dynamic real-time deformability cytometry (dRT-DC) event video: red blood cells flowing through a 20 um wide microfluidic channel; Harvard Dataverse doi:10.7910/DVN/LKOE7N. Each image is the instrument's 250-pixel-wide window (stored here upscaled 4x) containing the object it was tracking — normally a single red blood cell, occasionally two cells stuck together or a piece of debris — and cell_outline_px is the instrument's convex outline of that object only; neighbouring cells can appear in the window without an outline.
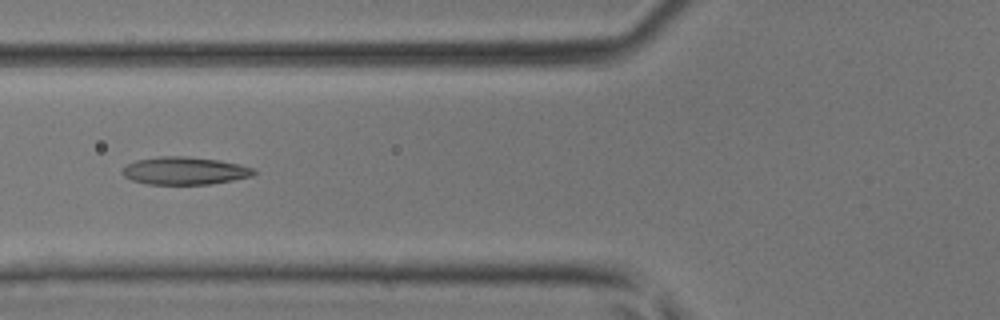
{"species": "common noctule bat (a hibernating species)", "species_latin": "Nyctalus noctula", "temperature_condition": "room temperature", "stored_images_in_passage": 41, "camera_frame_rate_fps": 3000, "um_per_image_px": 0.085, "animal": {"sex": "male", "body_mass_g": 17.9, "forearm_length_mm": 54.2}, "frame": {"image": 1, "passage_image": 13, "time_ms": 4.0, "image_size_px": [1000, 320], "cell_outline_px": [[256, 172], [252, 176], [232, 180], [208, 184], [148, 184], [132, 180], [124, 176], [120, 172], [128, 164], [136, 160], [160, 156], [184, 156], [220, 160], [240, 164], [252, 168]], "centroid_in_image_um": [15.69, 14.51], "position_along_channel_um": 110.1, "area_um2": 21.1}}
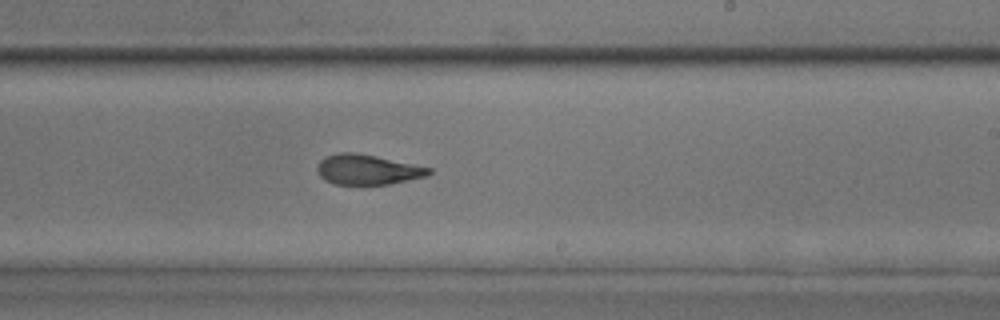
{"frame": {"image": 2, "passage_image": 23, "time_ms": 7.333, "image_size_px": [1000, 320], "cell_outline_px": [[432, 172], [428, 176], [388, 184], [336, 184], [324, 180], [320, 176], [316, 168], [320, 160], [336, 152], [356, 152], [376, 156], [432, 168]], "centroid_in_image_um": [31.24, 14.41], "position_along_channel_um": 257.8, "area_um2": 19.54}}
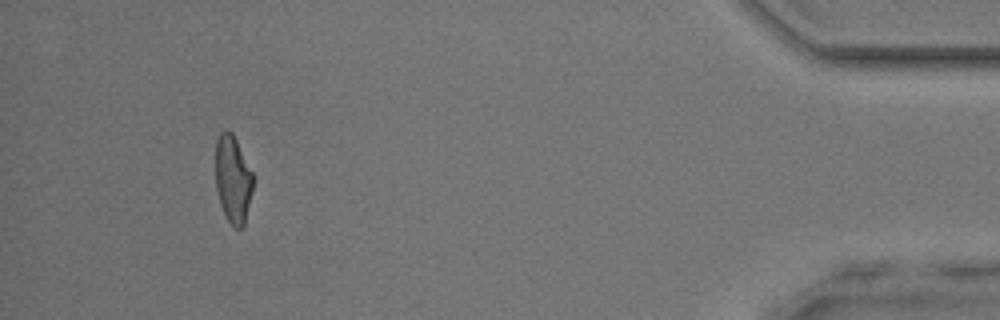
{"frame": {"image": 3, "passage_image": 38, "time_ms": 12.333, "image_size_px": [1000, 320], "cell_outline_px": [[252, 192], [244, 224], [240, 228], [236, 228], [224, 216], [220, 204], [216, 188], [216, 140], [220, 132], [224, 128], [228, 128], [232, 132], [252, 172]], "centroid_in_image_um": [19.77, 15.2], "position_along_channel_um": 415.4, "area_um2": 19.02}}